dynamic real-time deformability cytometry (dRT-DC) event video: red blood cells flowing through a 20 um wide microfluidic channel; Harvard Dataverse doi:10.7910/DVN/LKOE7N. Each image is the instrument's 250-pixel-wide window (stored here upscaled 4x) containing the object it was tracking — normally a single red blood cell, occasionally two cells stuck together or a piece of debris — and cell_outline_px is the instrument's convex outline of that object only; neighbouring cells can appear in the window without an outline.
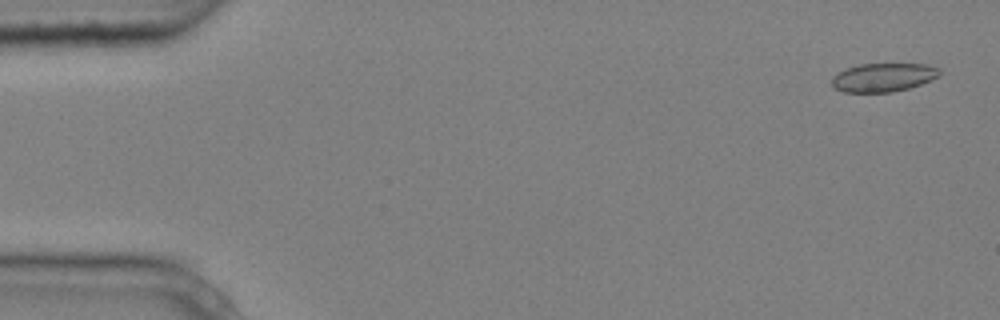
{"species": "common noctule bat (a hibernating species)", "species_latin": "Nyctalus noctula", "temperature_condition": "cold", "stored_images_in_passage": 4, "camera_frame_rate_fps": 3000, "um_per_image_px": 0.085, "animal": {"sex": "male", "body_mass_g": 20.4}, "frame": {"image": 1, "passage_image": 1, "time_ms": 0.0, "image_size_px": [1000, 320], "cell_outline_px": [[940, 76], [920, 84], [908, 88], [892, 92], [844, 92], [832, 88], [832, 76], [848, 68], [860, 64], [924, 64], [940, 68]], "centroid_in_image_um": [75.07, 6.58], "position_along_channel_um": 9.9, "area_um2": 17.86}}
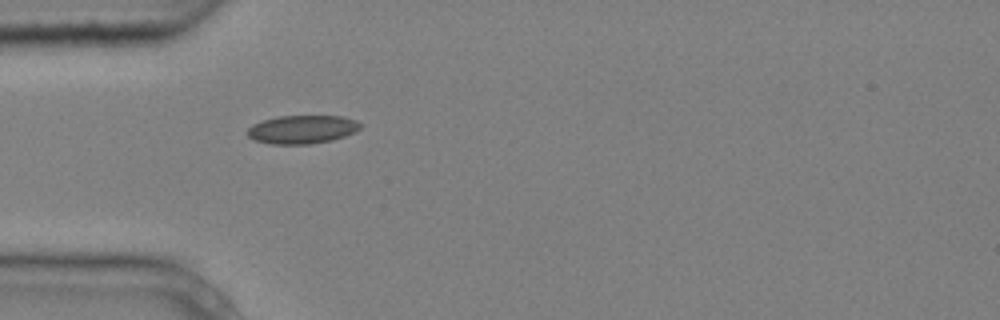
{"frame": {"image": 2, "passage_image": 4, "time_ms": 1.0, "image_size_px": [1000, 320], "cell_outline_px": [[360, 128], [356, 132], [332, 140], [308, 144], [272, 144], [256, 140], [248, 136], [244, 132], [252, 124], [276, 116], [344, 116], [356, 120], [360, 124]], "centroid_in_image_um": [25.67, 10.99], "position_along_channel_um": 59.3, "area_um2": 18.73}}